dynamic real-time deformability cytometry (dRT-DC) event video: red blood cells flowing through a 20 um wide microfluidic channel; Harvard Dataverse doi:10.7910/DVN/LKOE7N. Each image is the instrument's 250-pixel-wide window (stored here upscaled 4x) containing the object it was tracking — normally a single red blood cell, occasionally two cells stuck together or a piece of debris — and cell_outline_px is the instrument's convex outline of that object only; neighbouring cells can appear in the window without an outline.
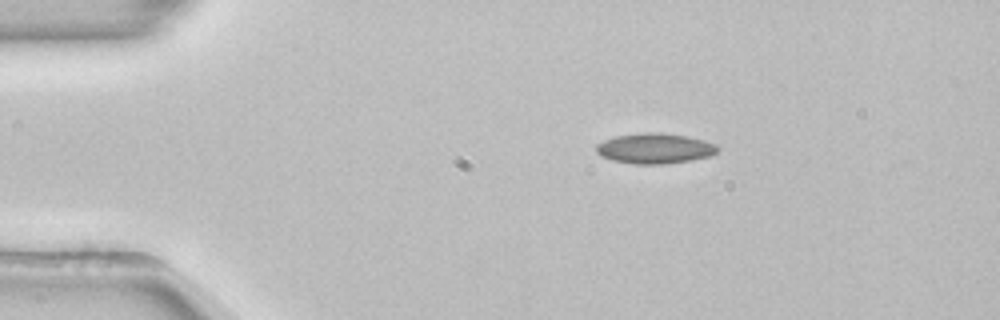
{"species": "common noctule bat (a hibernating species)", "species_latin": "Nyctalus noctula", "temperature_condition": "room temperature", "stored_images_in_passage": 29, "camera_frame_rate_fps": 3000, "um_per_image_px": 0.085, "animal": {"sex": "female", "body_mass_g": 22.7, "forearm_length_mm": 54.2}, "frame": {"image": 1, "passage_image": 1, "time_ms": 0.0, "image_size_px": [1000, 320], "cell_outline_px": [[720, 148], [712, 156], [692, 160], [664, 164], [636, 164], [612, 160], [600, 156], [596, 152], [596, 144], [604, 140], [616, 136], [644, 132], [656, 132], [688, 136], [704, 140], [716, 144]], "centroid_in_image_um": [55.67, 12.62], "position_along_channel_um": 29.3, "area_um2": 21.62}}
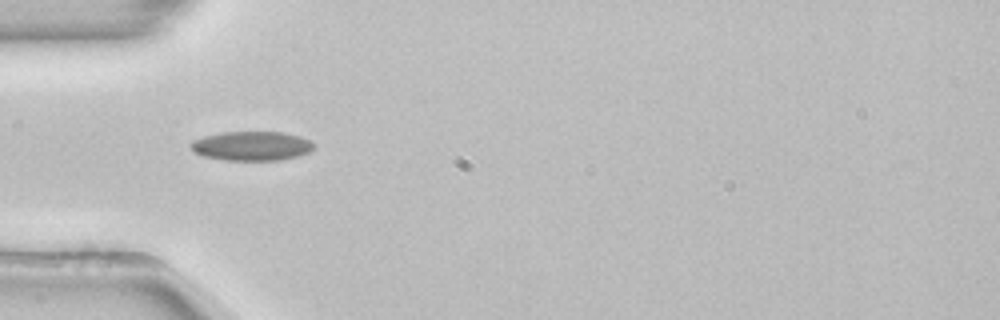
{"frame": {"image": 2, "passage_image": 8, "time_ms": 2.333, "image_size_px": [1000, 320], "cell_outline_px": [[316, 148], [308, 152], [296, 156], [280, 160], [224, 160], [204, 156], [192, 152], [188, 144], [192, 140], [204, 136], [224, 132], [284, 132], [300, 136], [316, 144]], "centroid_in_image_um": [21.37, 12.4], "position_along_channel_um": 63.6, "area_um2": 21.15}}